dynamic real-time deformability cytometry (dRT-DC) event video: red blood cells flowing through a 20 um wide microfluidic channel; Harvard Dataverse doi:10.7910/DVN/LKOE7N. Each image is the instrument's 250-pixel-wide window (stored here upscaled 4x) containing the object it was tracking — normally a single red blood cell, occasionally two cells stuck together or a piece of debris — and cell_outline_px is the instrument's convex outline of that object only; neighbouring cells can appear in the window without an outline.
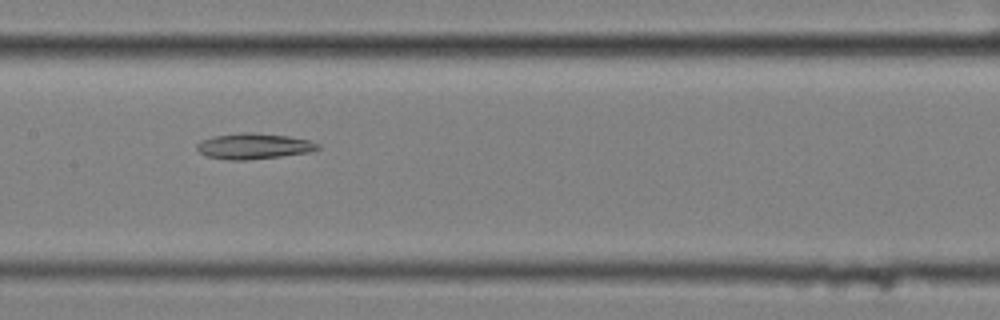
{"species": "common noctule bat (a hibernating species)", "species_latin": "Nyctalus noctula", "temperature_condition": "cold", "stored_images_in_passage": 8, "camera_frame_rate_fps": 3000, "um_per_image_px": 0.085, "animal": {"sex": "female", "body_mass_g": 25.1}, "frame": {"image": 1, "passage_image": 5, "time_ms": 1.333, "image_size_px": [1000, 320], "cell_outline_px": [[320, 148], [308, 152], [280, 156], [244, 160], [228, 160], [208, 156], [200, 152], [196, 148], [196, 144], [212, 136], [240, 132], [252, 132], [288, 136], [308, 140], [320, 144]], "centroid_in_image_um": [21.56, 12.41], "position_along_channel_um": 185.8, "area_um2": 17.98}}
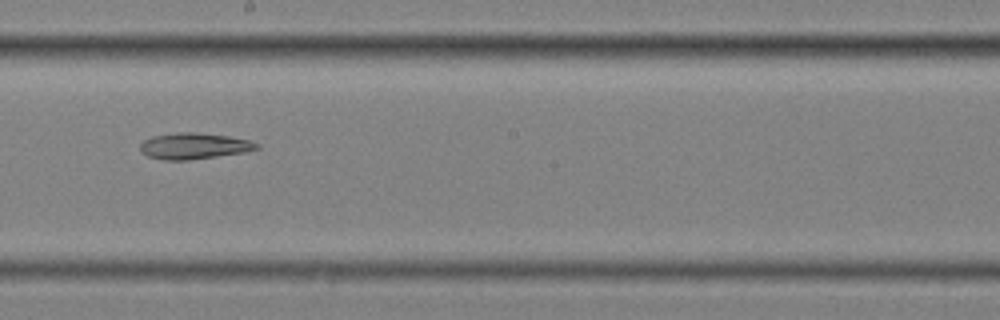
{"frame": {"image": 2, "passage_image": 6, "time_ms": 1.667, "image_size_px": [1000, 320], "cell_outline_px": [[260, 148], [244, 152], [188, 160], [164, 160], [148, 156], [140, 152], [140, 144], [144, 140], [152, 136], [180, 132], [196, 132], [228, 136], [248, 140], [260, 144]], "centroid_in_image_um": [16.47, 12.41], "position_along_channel_um": 231.7, "area_um2": 17.69}}
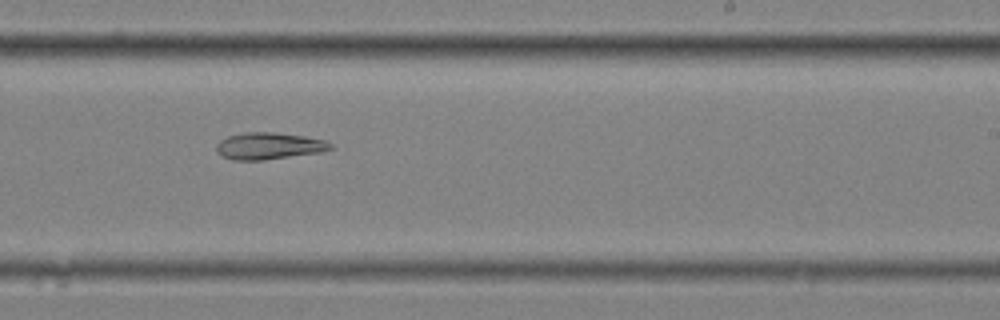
{"frame": {"image": 3, "passage_image": 7, "time_ms": 2.0, "image_size_px": [1000, 320], "cell_outline_px": [[336, 148], [320, 152], [264, 160], [232, 160], [220, 156], [216, 152], [216, 144], [220, 140], [228, 136], [244, 132], [276, 132], [304, 136], [324, 140], [332, 144]], "centroid_in_image_um": [22.83, 12.41], "position_along_channel_um": 266.2, "area_um2": 18.03}}